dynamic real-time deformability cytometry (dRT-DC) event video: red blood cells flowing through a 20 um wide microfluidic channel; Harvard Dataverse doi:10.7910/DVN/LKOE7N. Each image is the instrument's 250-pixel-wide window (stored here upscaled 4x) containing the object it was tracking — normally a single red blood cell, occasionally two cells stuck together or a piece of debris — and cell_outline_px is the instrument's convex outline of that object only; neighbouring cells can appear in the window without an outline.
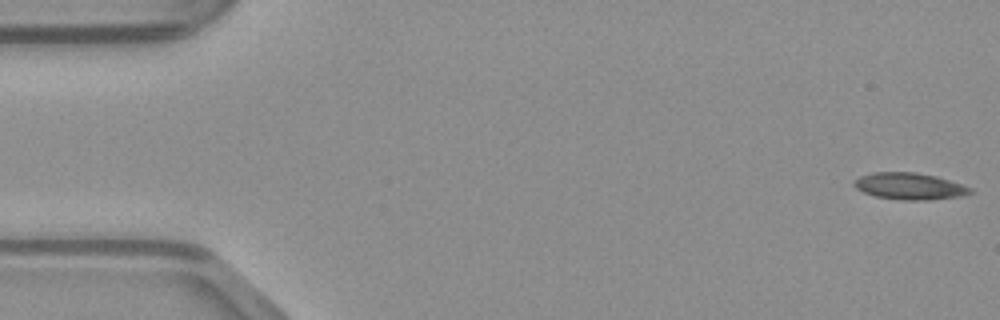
{"species": "common noctule bat (a hibernating species)", "species_latin": "Nyctalus noctula", "temperature_condition": "warm", "stored_images_in_passage": 48, "camera_frame_rate_fps": 3000, "um_per_image_px": 0.085, "animal": {"sex": "male", "body_mass_g": 23.1, "forearm_length_mm": 52.7}, "frame": {"image": 1, "passage_image": 1, "time_ms": 0.0, "image_size_px": [1000, 320], "cell_outline_px": [[972, 192], [964, 196], [928, 200], [904, 200], [876, 196], [864, 192], [856, 188], [852, 184], [852, 180], [860, 176], [872, 172], [916, 172], [936, 176], [972, 188]], "centroid_in_image_um": [77.29, 15.82], "position_along_channel_um": 7.7, "area_um2": 18.09}}
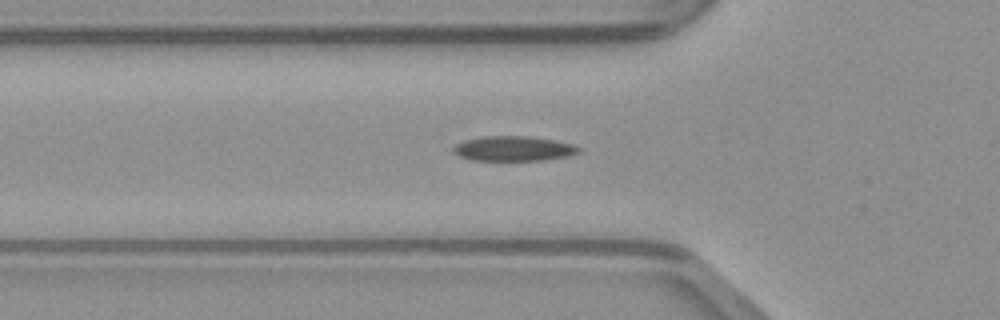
{"frame": {"image": 2, "passage_image": 16, "time_ms": 5.0, "image_size_px": [1000, 320], "cell_outline_px": [[584, 148], [580, 152], [568, 156], [544, 160], [472, 160], [460, 156], [452, 152], [452, 148], [456, 144], [464, 140], [480, 136], [532, 136], [576, 144]], "centroid_in_image_um": [43.7, 12.62], "position_along_channel_um": 82.1, "area_um2": 18.5}}
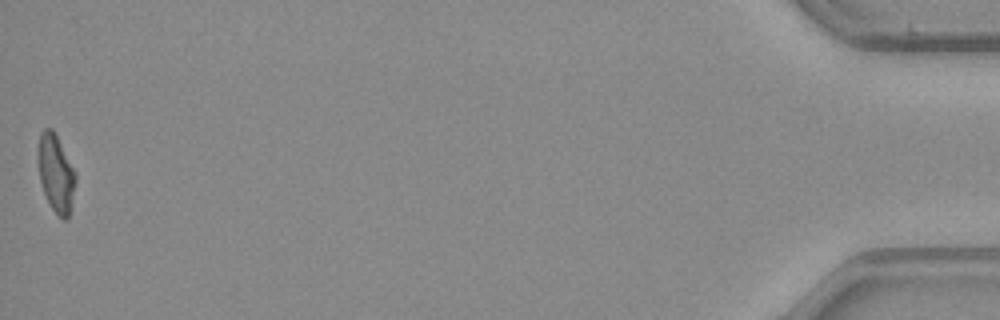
{"frame": {"image": 3, "passage_image": 48, "time_ms": 15.667, "image_size_px": [1000, 320], "cell_outline_px": [[76, 180], [68, 220], [64, 220], [52, 208], [44, 192], [40, 180], [36, 160], [40, 132], [44, 128], [52, 128], [76, 172]], "centroid_in_image_um": [4.73, 14.7], "position_along_channel_um": 430.5, "area_um2": 16.94}}